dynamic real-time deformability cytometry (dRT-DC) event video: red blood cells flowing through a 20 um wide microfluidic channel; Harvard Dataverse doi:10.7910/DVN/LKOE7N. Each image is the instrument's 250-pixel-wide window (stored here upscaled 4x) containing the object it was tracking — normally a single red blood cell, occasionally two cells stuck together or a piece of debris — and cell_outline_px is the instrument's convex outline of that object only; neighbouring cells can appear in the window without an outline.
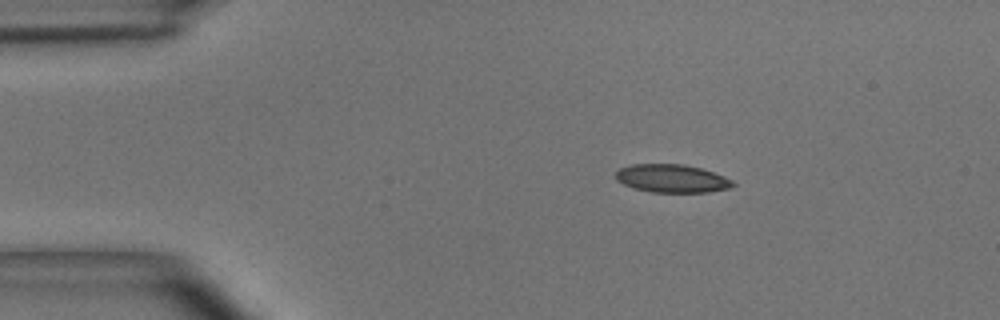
{"species": "common noctule bat (a hibernating species)", "species_latin": "Nyctalus noctula", "temperature_condition": "room temperature", "stored_images_in_passage": 43, "camera_frame_rate_fps": 3000, "um_per_image_px": 0.085, "animal": {"sex": "male", "body_mass_g": 15.6}, "frame": {"image": 1, "passage_image": 1, "time_ms": 0.0, "image_size_px": [1000, 320], "cell_outline_px": [[736, 184], [732, 188], [708, 192], [652, 192], [636, 188], [624, 184], [616, 180], [616, 172], [620, 168], [632, 164], [684, 164], [700, 168], [724, 176], [732, 180]], "centroid_in_image_um": [57.14, 15.17], "position_along_channel_um": 27.9, "area_um2": 19.13}}
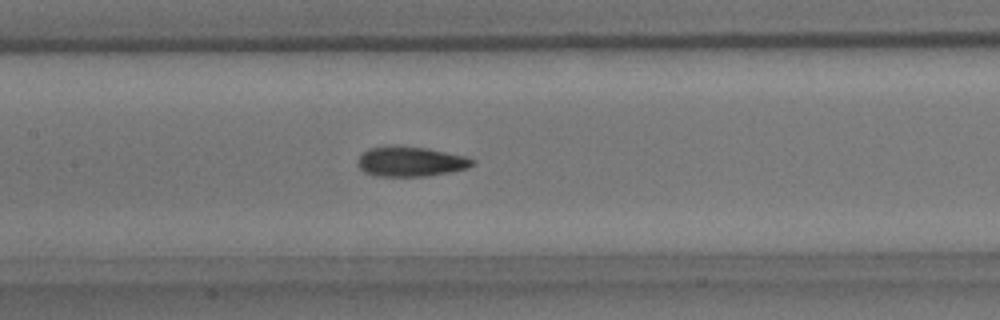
{"frame": {"image": 2, "passage_image": 16, "time_ms": 5.0, "image_size_px": [1000, 320], "cell_outline_px": [[476, 160], [468, 168], [428, 176], [376, 176], [364, 172], [356, 164], [356, 160], [368, 148], [392, 144], [428, 148], [464, 156]], "centroid_in_image_um": [34.85, 13.71], "position_along_channel_um": 172.6, "area_um2": 20.23}}
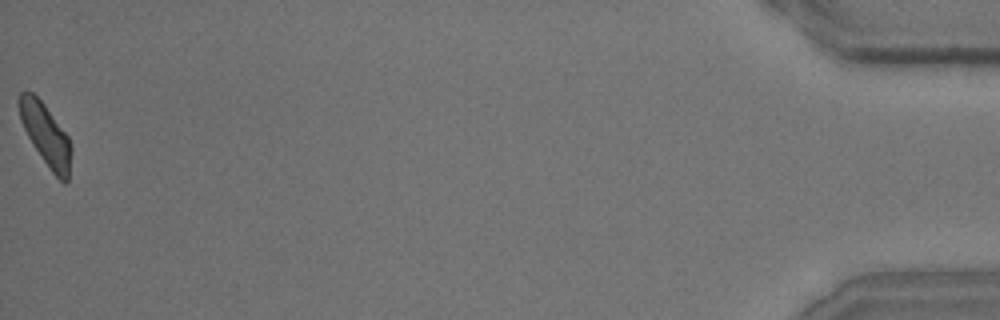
{"frame": {"image": 3, "passage_image": 43, "time_ms": 14.0, "image_size_px": [1000, 320], "cell_outline_px": [[72, 152], [68, 180], [64, 184], [52, 172], [32, 144], [20, 120], [16, 104], [16, 100], [20, 92], [32, 92], [44, 104], [68, 136], [72, 148]], "centroid_in_image_um": [3.87, 11.43], "position_along_channel_um": 431.3, "area_um2": 18.84}, "authors_computed_cell_mechanics": {"area_um2": 19.652, "velocity_mm_per_s": 3.9483, "shape_relaxation_time_tau1_ms": 4.6484, "shape_relaxation_time_tau2_ms": 2.2493, "deformation_change_tau1": 0.1331, "deformation_change_tau2": 0.0859}}